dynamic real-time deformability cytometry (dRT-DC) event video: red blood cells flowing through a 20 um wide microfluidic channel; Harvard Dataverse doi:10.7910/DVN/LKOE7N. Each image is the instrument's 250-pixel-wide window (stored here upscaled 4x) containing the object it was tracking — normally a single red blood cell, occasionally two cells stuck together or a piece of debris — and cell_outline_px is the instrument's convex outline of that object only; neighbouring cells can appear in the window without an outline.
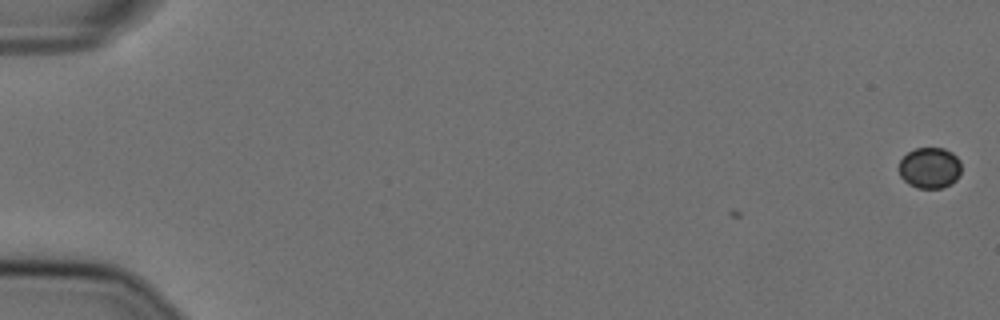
{"species": "Egyptian fruit bat (a non-hibernating species)", "species_latin": "Rousettus aegyptiacus", "temperature_condition": "cold", "stored_images_in_passage": 2, "camera_frame_rate_fps": 3000, "um_per_image_px": 0.085, "animal": {"sex": "female"}, "frame": {"image": 1, "passage_image": 2, "time_ms": 0.333, "image_size_px": [1000, 320], "cell_outline_px": [[960, 176], [952, 184], [940, 188], [916, 188], [908, 184], [900, 176], [900, 160], [908, 152], [916, 148], [944, 148], [952, 152], [960, 160]], "centroid_in_image_um": [79.04, 14.27], "position_along_channel_um": 6.0, "area_um2": 14.97}}